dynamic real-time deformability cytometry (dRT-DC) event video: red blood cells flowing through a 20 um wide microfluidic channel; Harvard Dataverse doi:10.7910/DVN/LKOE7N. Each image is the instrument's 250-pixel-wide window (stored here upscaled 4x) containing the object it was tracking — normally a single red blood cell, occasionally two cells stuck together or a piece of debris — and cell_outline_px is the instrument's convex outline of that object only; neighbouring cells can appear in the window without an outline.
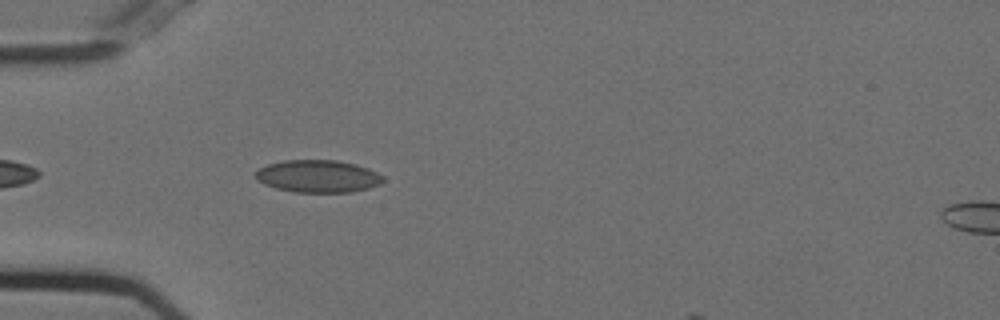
{"species": "Egyptian fruit bat (a non-hibernating species)", "species_latin": "Rousettus aegyptiacus", "temperature_condition": "cold", "stored_images_in_passage": 40, "camera_frame_rate_fps": 3000, "um_per_image_px": 0.085, "animal": {"sex": "female"}, "frame": {"image": 1, "passage_image": 4, "time_ms": 1.0, "image_size_px": [1000, 320], "cell_outline_px": [[384, 180], [380, 184], [368, 188], [352, 192], [292, 192], [276, 188], [264, 184], [256, 180], [256, 172], [260, 168], [268, 164], [284, 160], [336, 160], [356, 164], [368, 168], [384, 176]], "centroid_in_image_um": [27.03, 14.98], "position_along_channel_um": 58.0, "area_um2": 24.16}}
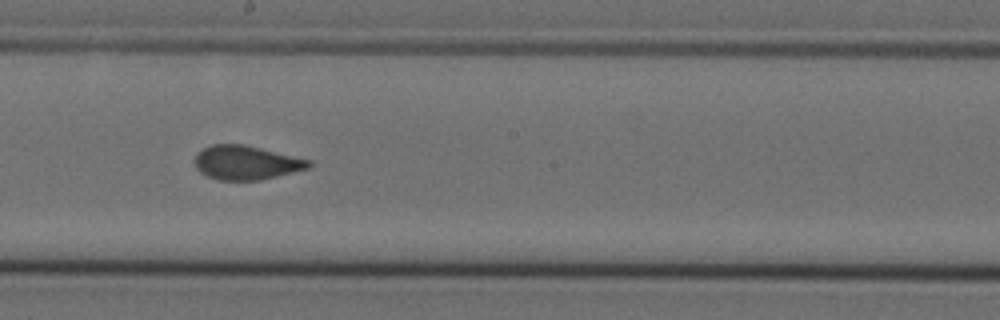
{"frame": {"image": 2, "passage_image": 18, "time_ms": 5.667, "image_size_px": [1000, 320], "cell_outline_px": [[312, 164], [308, 168], [260, 180], [220, 180], [208, 176], [200, 172], [196, 168], [196, 156], [204, 148], [212, 144], [244, 144], [312, 160]], "centroid_in_image_um": [20.95, 13.82], "position_along_channel_um": 227.3, "area_um2": 22.37}}
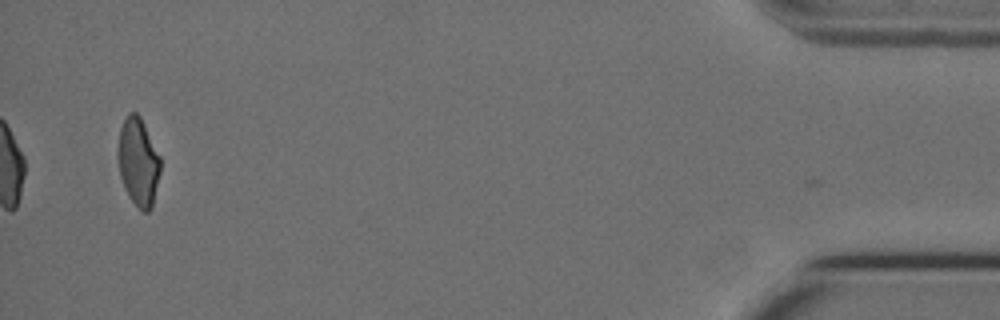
{"frame": {"image": 3, "passage_image": 40, "time_ms": 13.0, "image_size_px": [1000, 320], "cell_outline_px": [[160, 172], [152, 208], [148, 212], [144, 212], [136, 208], [128, 196], [124, 188], [120, 176], [120, 128], [128, 112], [136, 112], [140, 116], [160, 156]], "centroid_in_image_um": [11.78, 13.82], "position_along_channel_um": 423.4, "area_um2": 21.44}, "authors_computed_cell_mechanics": {"area_um2": 23.12, "velocity_mm_per_s": 3.7403, "shape_relaxation_time_tau1_ms": null, "shape_relaxation_time_tau2_ms": 0.8535, "deformation_change_tau1": null, "deformation_change_tau2": 0.0676}}